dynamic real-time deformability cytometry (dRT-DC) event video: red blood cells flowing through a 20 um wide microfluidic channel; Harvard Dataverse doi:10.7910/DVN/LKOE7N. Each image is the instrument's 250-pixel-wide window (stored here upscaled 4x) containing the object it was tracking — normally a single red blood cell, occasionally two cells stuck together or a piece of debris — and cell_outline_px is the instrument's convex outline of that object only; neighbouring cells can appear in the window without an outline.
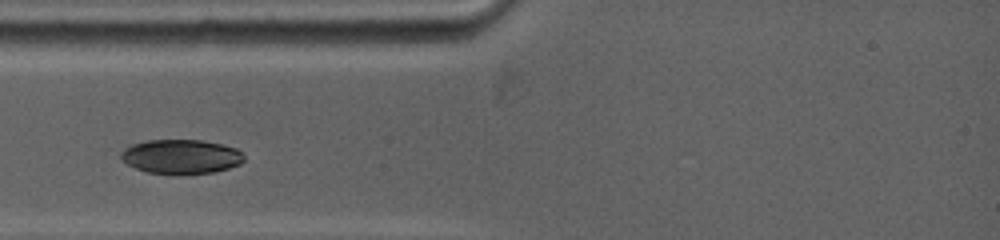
{"species": "common noctule bat (a hibernating species)", "species_latin": "Nyctalus noctula", "temperature_condition": "warm", "stored_images_in_passage": 2, "camera_frame_rate_fps": 5000, "um_per_image_px": 0.085, "animal": {"sex": "female", "body_mass_g": 19.0, "forearm_length_mm": 53.3}, "frame": {"image": 1, "passage_image": 1, "time_ms": 0.0, "image_size_px": [1000, 240], "cell_outline_px": [[244, 160], [240, 164], [228, 168], [212, 172], [148, 172], [136, 168], [120, 160], [120, 152], [124, 148], [132, 144], [148, 140], [200, 140], [224, 144], [236, 148], [244, 152]], "centroid_in_image_um": [15.4, 13.27], "position_along_channel_um": 69.6, "area_um2": 24.22}}